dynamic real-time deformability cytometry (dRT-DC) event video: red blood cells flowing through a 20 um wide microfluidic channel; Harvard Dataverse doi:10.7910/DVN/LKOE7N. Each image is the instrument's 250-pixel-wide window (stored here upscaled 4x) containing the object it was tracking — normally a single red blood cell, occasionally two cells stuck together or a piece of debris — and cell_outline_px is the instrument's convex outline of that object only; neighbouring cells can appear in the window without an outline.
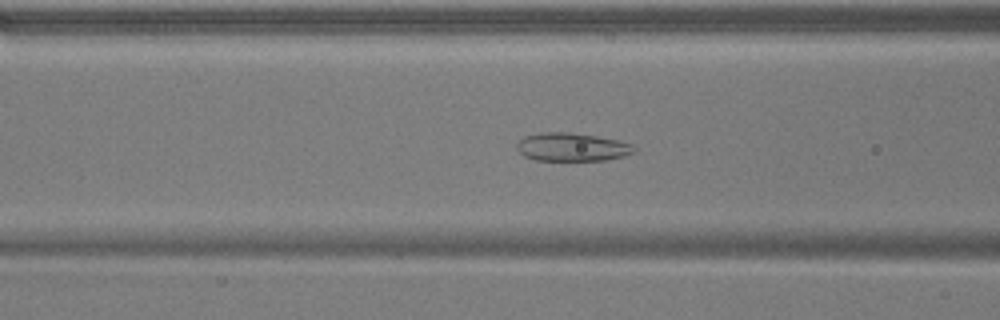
{"species": "common noctule bat (a hibernating species)", "species_latin": "Nyctalus noctula", "temperature_condition": "warm", "stored_images_in_passage": 52, "camera_frame_rate_fps": 3000, "um_per_image_px": 0.085, "animal": {"sex": "male", "body_mass_g": 17.9}, "frame": {"image": 1, "passage_image": 20, "time_ms": 6.333, "image_size_px": [1000, 320], "cell_outline_px": [[636, 152], [624, 156], [608, 160], [536, 160], [524, 156], [516, 148], [516, 144], [524, 136], [540, 132], [568, 132], [596, 136], [616, 140], [632, 144]], "centroid_in_image_um": [48.6, 12.5], "position_along_channel_um": 118.0, "area_um2": 19.31}}
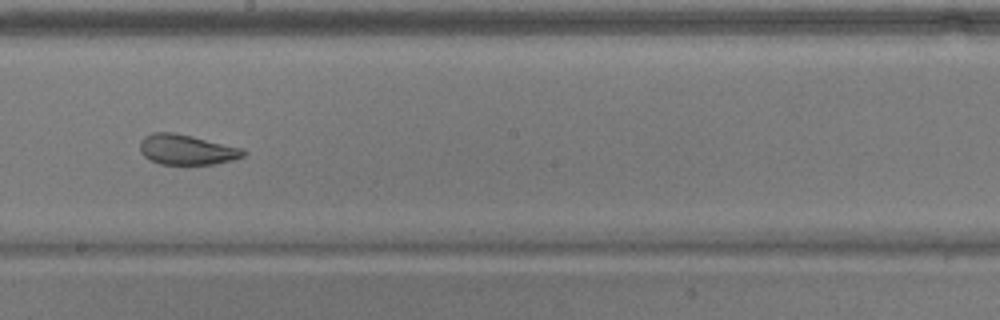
{"frame": {"image": 2, "passage_image": 29, "time_ms": 9.333, "image_size_px": [1000, 320], "cell_outline_px": [[248, 152], [244, 156], [232, 160], [216, 164], [160, 164], [144, 156], [140, 152], [140, 144], [144, 136], [152, 132], [172, 132], [192, 136], [244, 148]], "centroid_in_image_um": [15.9, 12.71], "position_along_channel_um": 232.3, "area_um2": 18.26}}
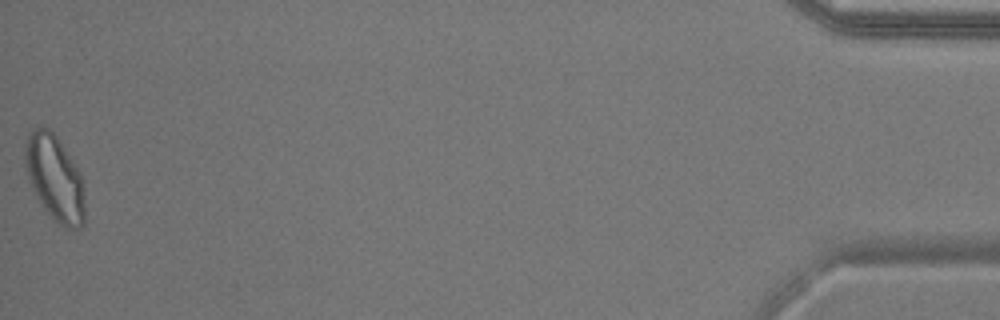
{"frame": {"image": 3, "passage_image": 52, "time_ms": 17.0, "image_size_px": [1000, 320], "cell_outline_px": [[84, 224], [80, 228], [68, 228], [60, 224], [44, 208], [36, 196], [28, 180], [24, 164], [24, 148], [28, 132], [32, 128], [48, 128], [56, 136], [80, 172], [84, 180]], "centroid_in_image_um": [4.64, 15.11], "position_along_channel_um": 430.6, "area_um2": 29.82}, "authors_computed_cell_mechanics": {"area_um2": 23.4668, "velocity_mm_per_s": 3.8085, "shape_relaxation_time_tau1_ms": 7.5133, "shape_relaxation_time_tau2_ms": 1.0399, "deformation_change_tau1": 0.1395, "deformation_change_tau2": 0.0824}}